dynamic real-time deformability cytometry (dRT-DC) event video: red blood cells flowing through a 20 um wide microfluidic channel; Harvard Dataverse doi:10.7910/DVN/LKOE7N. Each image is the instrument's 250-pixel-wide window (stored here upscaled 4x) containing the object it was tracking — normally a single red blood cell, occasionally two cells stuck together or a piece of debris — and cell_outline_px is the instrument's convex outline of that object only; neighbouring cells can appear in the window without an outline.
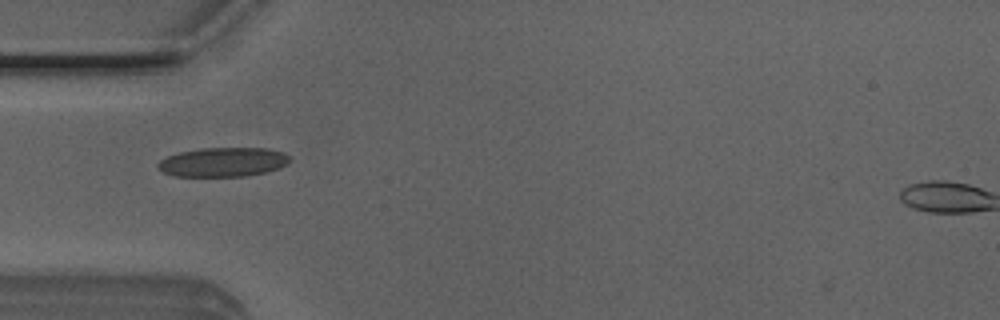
{"species": "Egyptian fruit bat (a non-hibernating species)", "species_latin": "Rousettus aegyptiacus", "temperature_condition": "room temperature", "stored_images_in_passage": 37, "camera_frame_rate_fps": 3000, "um_per_image_px": 0.085, "animal": {"sex": "male"}, "frame": {"image": 1, "passage_image": 2, "time_ms": 0.333, "image_size_px": [1000, 320], "cell_outline_px": [[292, 160], [288, 164], [280, 168], [268, 172], [244, 176], [176, 176], [164, 172], [156, 168], [156, 164], [160, 160], [168, 156], [180, 152], [200, 148], [268, 148], [284, 152]], "centroid_in_image_um": [18.99, 13.77], "position_along_channel_um": 66.0, "area_um2": 22.66}}
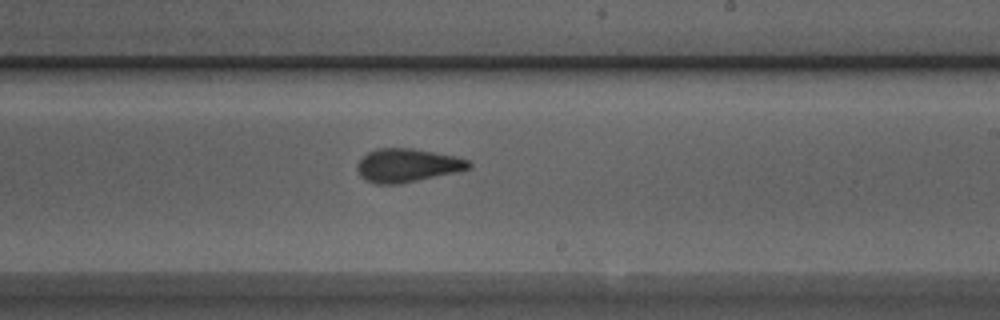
{"frame": {"image": 2, "passage_image": 16, "time_ms": 5.0, "image_size_px": [1000, 320], "cell_outline_px": [[472, 168], [460, 172], [400, 184], [376, 184], [364, 180], [360, 176], [356, 168], [356, 164], [368, 152], [376, 148], [412, 148], [456, 156], [468, 160], [472, 164]], "centroid_in_image_um": [34.64, 14.07], "position_along_channel_um": 254.4, "area_um2": 22.14}}
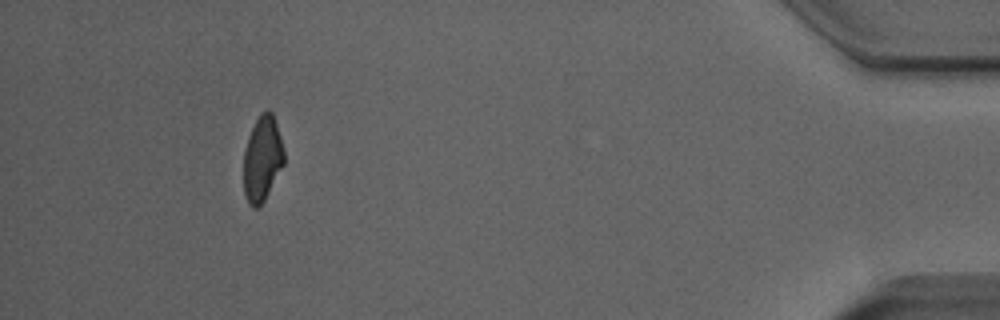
{"frame": {"image": 3, "passage_image": 33, "time_ms": 10.667, "image_size_px": [1000, 320], "cell_outline_px": [[284, 164], [264, 200], [256, 208], [252, 208], [248, 204], [244, 196], [244, 148], [248, 136], [260, 112], [268, 108], [272, 112], [284, 148]], "centroid_in_image_um": [22.28, 13.48], "position_along_channel_um": 412.9, "area_um2": 20.17}, "authors_computed_cell_mechanics": {"area_um2": 21.5016, "velocity_mm_per_s": 4.0336, "shape_relaxation_time_tau1_ms": 5.8227, "shape_relaxation_time_tau2_ms": 1.7017, "deformation_change_tau1": 0.1688, "deformation_change_tau2": 0.0874}}